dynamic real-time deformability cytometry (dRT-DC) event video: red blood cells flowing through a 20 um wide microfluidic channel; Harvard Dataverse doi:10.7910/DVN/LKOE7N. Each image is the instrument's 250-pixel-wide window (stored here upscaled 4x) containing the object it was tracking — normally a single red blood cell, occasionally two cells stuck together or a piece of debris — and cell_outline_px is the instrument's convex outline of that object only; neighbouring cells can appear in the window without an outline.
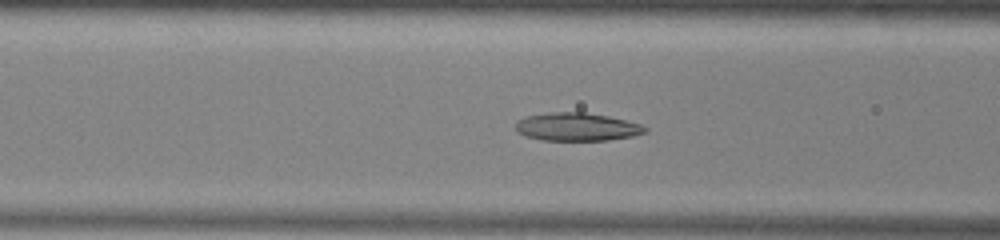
{"species": "common noctule bat (a hibernating species)", "species_latin": "Nyctalus noctula", "temperature_condition": "warm", "stored_images_in_passage": 50, "camera_frame_rate_fps": 3000, "um_per_image_px": 0.085, "animal": {"sex": "male", "body_mass_g": 13.0, "forearm_length_mm": 53.1}, "frame": {"image": 1, "passage_image": 18, "time_ms": 5.667, "image_size_px": [1000, 240], "cell_outline_px": [[648, 128], [644, 132], [632, 136], [608, 140], [540, 140], [524, 136], [516, 128], [516, 120], [524, 116], [552, 112], [584, 112], [608, 116], [640, 124]], "centroid_in_image_um": [48.99, 10.78], "position_along_channel_um": 117.6, "area_um2": 21.1}}
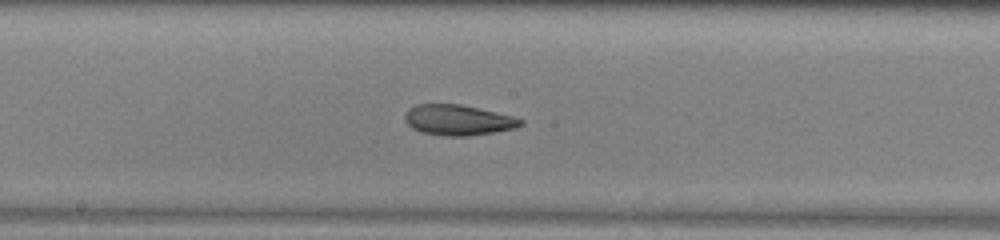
{"frame": {"image": 2, "passage_image": 25, "time_ms": 8.0, "image_size_px": [1000, 240], "cell_outline_px": [[524, 124], [516, 128], [468, 136], [448, 136], [420, 132], [412, 128], [404, 120], [404, 112], [408, 108], [416, 104], [460, 104], [512, 116], [524, 120]], "centroid_in_image_um": [38.9, 10.2], "position_along_channel_um": 209.3, "area_um2": 20.58}}
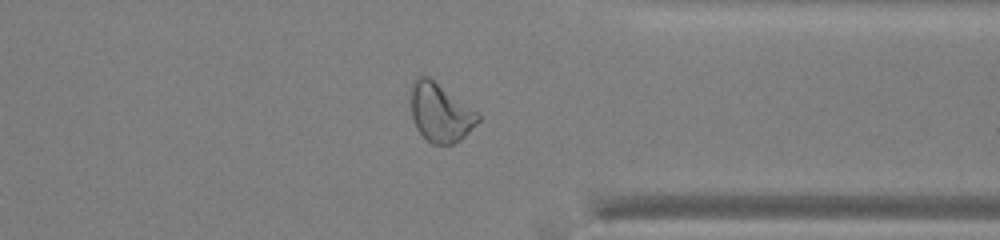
{"frame": {"image": 3, "passage_image": 38, "time_ms": 12.333, "image_size_px": [1000, 240], "cell_outline_px": [[480, 120], [460, 140], [452, 144], [432, 144], [416, 128], [412, 116], [412, 80], [416, 76], [428, 76], [476, 112], [480, 116]], "centroid_in_image_um": [37.41, 9.57], "position_along_channel_um": 374.0, "area_um2": 22.31}, "authors_computed_cell_mechanics": {"area_um2": 23.12, "velocity_mm_per_s": 3.934, "shape_relaxation_time_tau1_ms": 8.8319, "shape_relaxation_time_tau2_ms": 2.0053, "deformation_change_tau1": 0.2253, "deformation_change_tau2": 0.09}}